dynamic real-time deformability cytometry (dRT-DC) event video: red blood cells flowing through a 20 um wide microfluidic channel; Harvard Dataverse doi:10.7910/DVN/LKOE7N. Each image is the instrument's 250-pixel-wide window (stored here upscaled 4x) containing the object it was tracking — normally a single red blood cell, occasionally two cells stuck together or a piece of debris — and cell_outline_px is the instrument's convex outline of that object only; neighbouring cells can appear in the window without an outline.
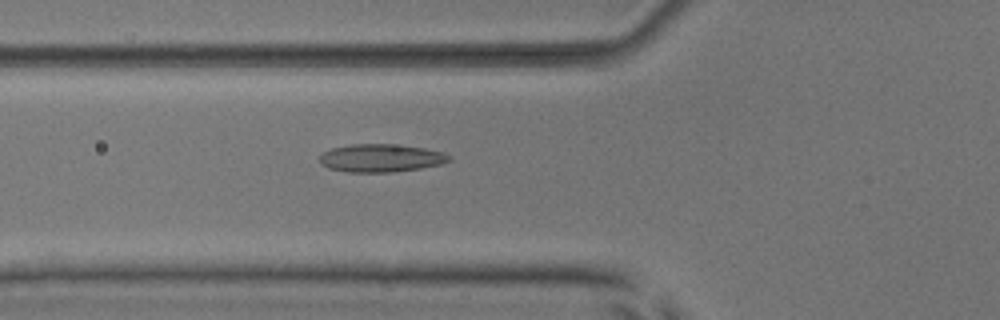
{"species": "common noctule bat (a hibernating species)", "species_latin": "Nyctalus noctula", "temperature_condition": "room temperature", "stored_images_in_passage": 53, "camera_frame_rate_fps": 3000, "um_per_image_px": 0.085, "animal": {"sex": "male", "body_mass_g": 17.9, "forearm_length_mm": 54.2}, "frame": {"image": 1, "passage_image": 20, "time_ms": 6.333, "image_size_px": [1000, 320], "cell_outline_px": [[452, 160], [440, 164], [420, 168], [392, 172], [348, 172], [328, 168], [320, 164], [320, 156], [324, 152], [332, 148], [352, 144], [392, 144], [424, 148], [444, 152], [452, 156]], "centroid_in_image_um": [32.39, 13.43], "position_along_channel_um": 93.4, "area_um2": 21.1}}
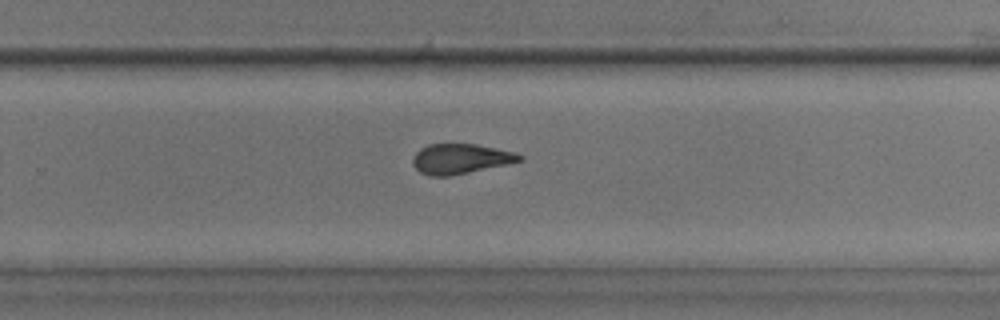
{"frame": {"image": 2, "passage_image": 35, "time_ms": 11.333, "image_size_px": [1000, 320], "cell_outline_px": [[524, 160], [508, 164], [448, 176], [432, 176], [420, 172], [412, 164], [412, 160], [416, 152], [420, 148], [428, 144], [476, 144], [516, 152], [524, 156]], "centroid_in_image_um": [39.16, 13.49], "position_along_channel_um": 290.6, "area_um2": 18.67}}
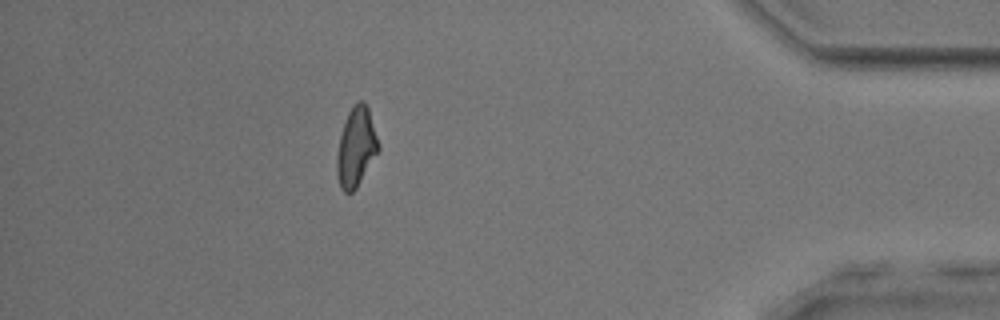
{"frame": {"image": 3, "passage_image": 47, "time_ms": 15.333, "image_size_px": [1000, 320], "cell_outline_px": [[380, 148], [356, 188], [352, 192], [344, 192], [340, 188], [336, 176], [336, 156], [340, 136], [348, 112], [352, 104], [356, 100], [364, 100], [368, 108], [380, 144]], "centroid_in_image_um": [30.26, 12.48], "position_along_channel_um": 404.9, "area_um2": 19.31}, "authors_computed_cell_mechanics": {"area_um2": 19.7676, "velocity_mm_per_s": 3.9509, "shape_relaxation_time_tau1_ms": 9.9929, "shape_relaxation_time_tau2_ms": 2.3679, "deformation_change_tau1": 0.2006, "deformation_change_tau2": 0.1059}}